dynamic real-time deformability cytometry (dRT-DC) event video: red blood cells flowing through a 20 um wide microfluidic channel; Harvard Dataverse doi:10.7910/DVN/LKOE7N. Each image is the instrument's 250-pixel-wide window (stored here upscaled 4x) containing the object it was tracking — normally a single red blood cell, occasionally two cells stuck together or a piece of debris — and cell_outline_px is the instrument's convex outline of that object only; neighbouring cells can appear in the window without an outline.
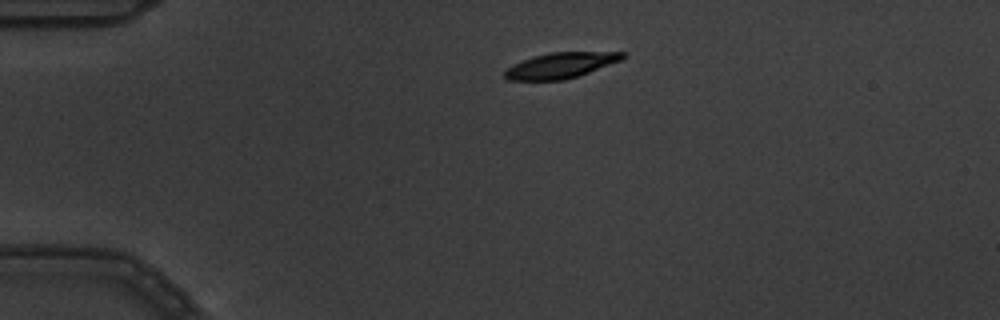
{"species": "common noctule bat (a hibernating species)", "species_latin": "Nyctalus noctula", "temperature_condition": "warm", "stored_images_in_passage": 6, "camera_frame_rate_fps": 3000, "um_per_image_px": 0.085, "animal": {"sex": "male", "body_mass_g": 19.5, "forearm_length_mm": 54.6}, "frame": {"image": 1, "passage_image": 1, "time_ms": 0.0, "image_size_px": [1000, 320], "cell_outline_px": [[628, 56], [620, 60], [588, 72], [564, 80], [508, 80], [504, 76], [504, 72], [512, 64], [532, 56], [552, 52], [628, 52]], "centroid_in_image_um": [47.64, 5.54], "position_along_channel_um": 37.4, "area_um2": 17.46}}
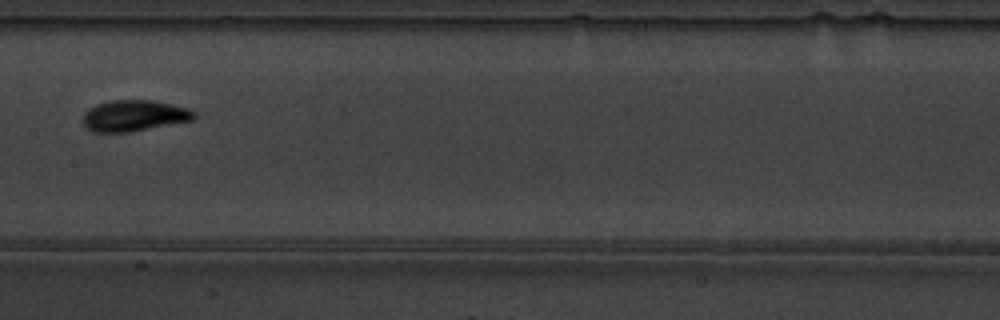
{"frame": {"image": 2, "passage_image": 6, "time_ms": 1.667, "image_size_px": [1000, 320], "cell_outline_px": [[196, 116], [192, 120], [132, 132], [92, 132], [84, 124], [84, 112], [88, 108], [96, 104], [112, 100], [152, 100], [172, 104], [188, 108], [196, 112]], "centroid_in_image_um": [11.41, 9.83], "position_along_channel_um": 196.0, "area_um2": 20.23}}